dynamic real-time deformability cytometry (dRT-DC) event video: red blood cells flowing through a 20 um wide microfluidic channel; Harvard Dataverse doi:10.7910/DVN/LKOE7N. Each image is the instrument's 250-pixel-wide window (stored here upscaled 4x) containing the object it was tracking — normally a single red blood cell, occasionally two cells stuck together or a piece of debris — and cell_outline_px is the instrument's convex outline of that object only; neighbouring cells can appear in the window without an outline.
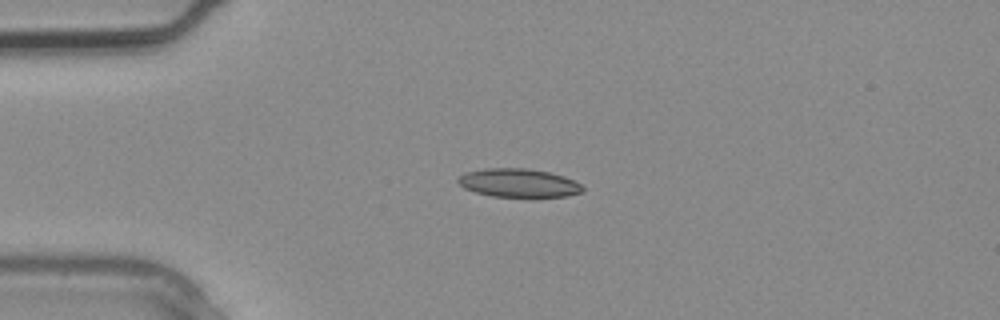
{"species": "common noctule bat (a hibernating species)", "species_latin": "Nyctalus noctula", "temperature_condition": "warm", "stored_images_in_passage": 3, "camera_frame_rate_fps": 3000, "um_per_image_px": 0.085, "animal": {"sex": "male", "body_mass_g": 20.4}, "frame": {"image": 1, "passage_image": 3, "time_ms": 0.667, "image_size_px": [1000, 320], "cell_outline_px": [[584, 192], [568, 196], [532, 200], [492, 196], [476, 192], [464, 188], [456, 180], [464, 172], [484, 168], [528, 168], [548, 172], [564, 176], [580, 184], [584, 188]], "centroid_in_image_um": [44.12, 15.6], "position_along_channel_um": 40.9, "area_um2": 21.68}}